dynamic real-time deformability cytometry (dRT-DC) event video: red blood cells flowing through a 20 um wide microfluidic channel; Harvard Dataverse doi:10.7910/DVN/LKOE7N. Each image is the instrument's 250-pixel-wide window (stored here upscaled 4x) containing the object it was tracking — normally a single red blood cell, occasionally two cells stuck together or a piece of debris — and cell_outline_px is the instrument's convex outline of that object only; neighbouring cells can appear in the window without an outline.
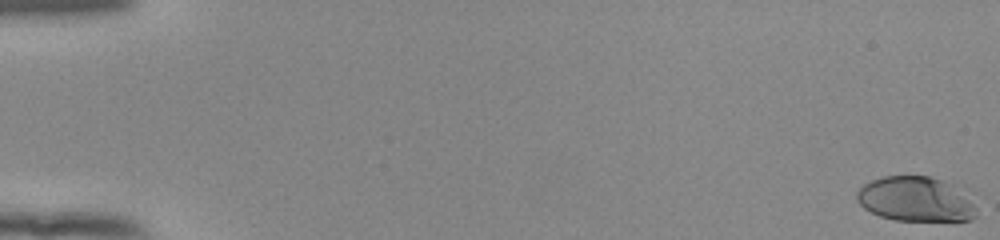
{"species": "human", "species_latin": "Homo sapiens", "temperature_condition": "room temperature", "stored_images_in_passage": 24, "camera_frame_rate_fps": 3000, "um_per_image_px": 0.085, "donor": {"sex": "female"}, "frame": {"image": 1, "passage_image": 1, "time_ms": 0.0, "image_size_px": [1000, 240], "cell_outline_px": [[976, 216], [972, 220], [896, 220], [880, 216], [864, 208], [856, 200], [856, 192], [864, 184], [872, 180], [884, 176], [932, 176], [952, 184], [976, 208]], "centroid_in_image_um": [77.77, 16.93], "position_along_channel_um": 7.2, "area_um2": 30.75}}
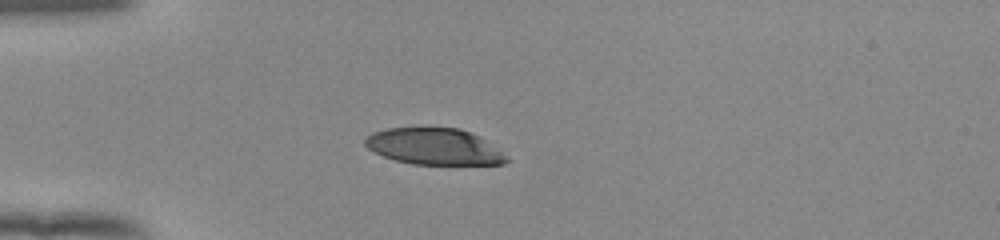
{"frame": {"image": 2, "passage_image": 17, "time_ms": 5.333, "image_size_px": [1000, 240], "cell_outline_px": [[512, 160], [504, 164], [412, 164], [396, 160], [384, 156], [368, 148], [364, 144], [364, 140], [372, 132], [388, 128], [460, 128], [480, 136]], "centroid_in_image_um": [36.93, 12.46], "position_along_channel_um": 48.1, "area_um2": 29.82}}
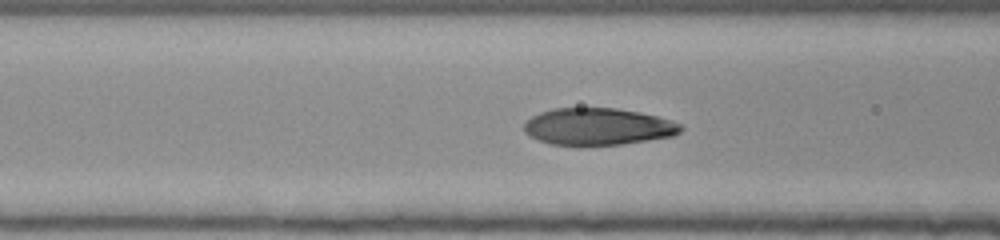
{"frame": {"image": 3, "passage_image": 24, "time_ms": 7.667, "image_size_px": [1000, 240], "cell_outline_px": [[684, 128], [680, 132], [672, 136], [624, 144], [580, 148], [552, 144], [540, 140], [524, 132], [524, 124], [532, 116], [540, 112], [552, 108], [616, 108], [640, 112], [672, 120], [680, 124]], "centroid_in_image_um": [50.82, 10.79], "position_along_channel_um": 115.8, "area_um2": 34.45}}